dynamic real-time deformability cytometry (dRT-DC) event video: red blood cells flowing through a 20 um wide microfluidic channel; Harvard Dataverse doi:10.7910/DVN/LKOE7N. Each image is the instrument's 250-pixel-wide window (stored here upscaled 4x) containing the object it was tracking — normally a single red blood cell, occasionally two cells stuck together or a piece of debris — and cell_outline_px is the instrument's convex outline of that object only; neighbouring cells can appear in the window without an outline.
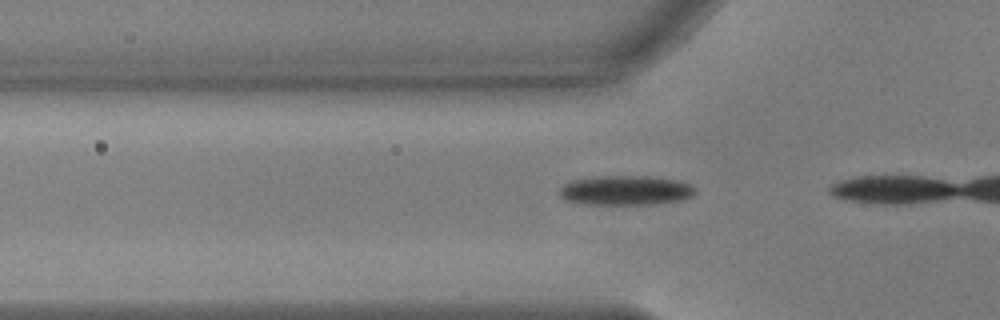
{"species": "common noctule bat (a hibernating species)", "species_latin": "Nyctalus noctula", "temperature_condition": "warm", "stored_images_in_passage": 7, "camera_frame_rate_fps": 3000, "um_per_image_px": 0.085, "animal": {"sex": "male", "body_mass_g": 17.9, "forearm_length_mm": 54.2}, "frame": {"image": 1, "passage_image": 4, "time_ms": 1.0, "image_size_px": [1000, 320], "cell_outline_px": [[696, 192], [692, 196], [676, 200], [648, 204], [592, 204], [568, 200], [560, 196], [556, 192], [564, 184], [572, 180], [592, 176], [648, 176], [676, 180], [692, 184], [696, 188]], "centroid_in_image_um": [53.15, 16.16], "position_along_channel_um": 72.6, "area_um2": 23.24}}